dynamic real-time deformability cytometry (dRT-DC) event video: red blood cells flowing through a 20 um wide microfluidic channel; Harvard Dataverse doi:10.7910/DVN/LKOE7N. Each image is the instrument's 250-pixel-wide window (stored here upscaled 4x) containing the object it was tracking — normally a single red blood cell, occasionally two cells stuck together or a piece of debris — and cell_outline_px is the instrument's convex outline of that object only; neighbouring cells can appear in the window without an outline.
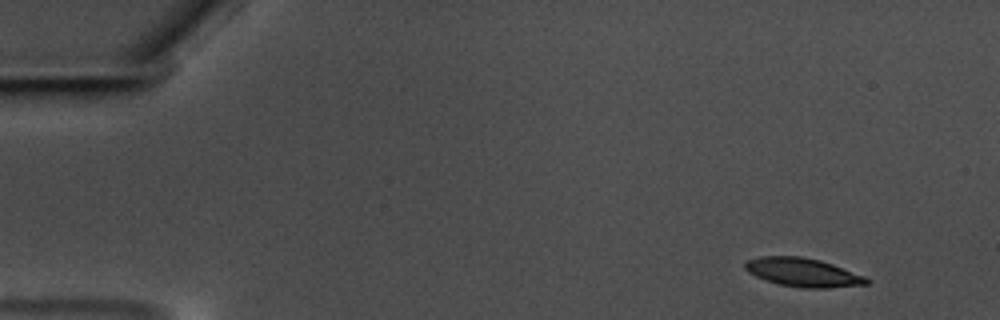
{"species": "common noctule bat (a hibernating species)", "species_latin": "Nyctalus noctula", "temperature_condition": "warm", "stored_images_in_passage": 54, "camera_frame_rate_fps": 3000, "um_per_image_px": 0.085, "animal": {"sex": "male", "body_mass_g": 17.5, "forearm_length_mm": 52.3}, "frame": {"image": 1, "passage_image": 1, "time_ms": 0.0, "image_size_px": [1000, 320], "cell_outline_px": [[872, 280], [868, 284], [828, 288], [804, 288], [780, 284], [756, 276], [748, 272], [744, 268], [744, 264], [748, 260], [760, 256], [800, 256], [820, 260], [832, 264], [864, 276]], "centroid_in_image_um": [68.26, 23.15], "position_along_channel_um": 16.7, "area_um2": 20.11}}
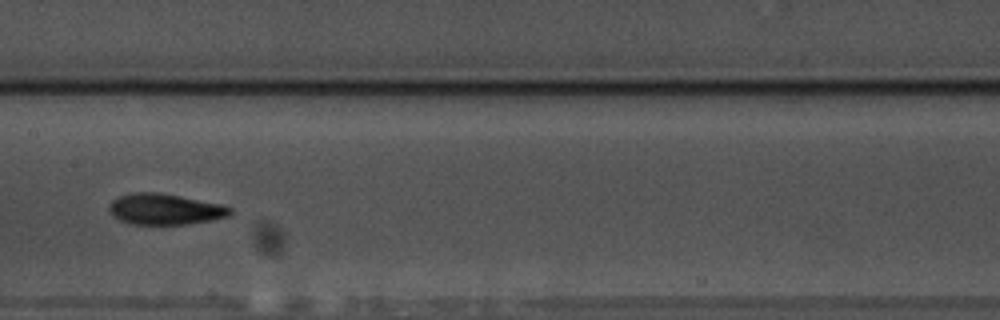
{"frame": {"image": 2, "passage_image": 26, "time_ms": 8.333, "image_size_px": [1000, 320], "cell_outline_px": [[232, 212], [228, 216], [208, 220], [184, 224], [132, 224], [120, 220], [112, 216], [108, 212], [108, 204], [112, 200], [120, 196], [132, 192], [160, 192], [224, 204], [232, 208]], "centroid_in_image_um": [13.99, 17.76], "position_along_channel_um": 193.4, "area_um2": 21.96}}
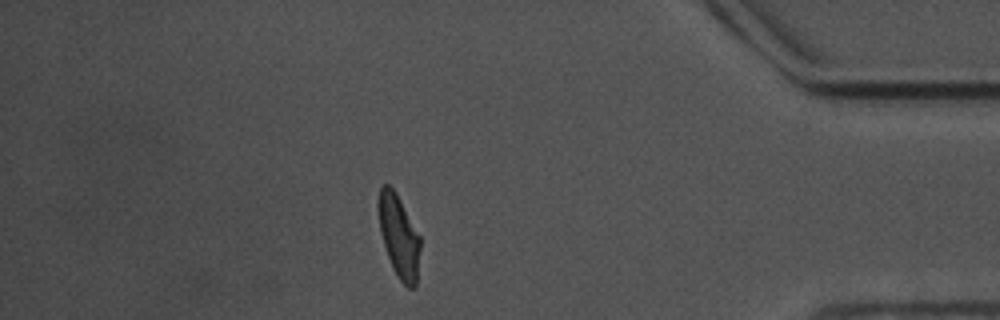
{"frame": {"image": 3, "passage_image": 47, "time_ms": 15.333, "image_size_px": [1000, 320], "cell_outline_px": [[420, 248], [416, 288], [408, 288], [400, 280], [392, 268], [380, 232], [376, 208], [376, 204], [380, 188], [384, 184], [388, 184], [396, 192], [420, 236]], "centroid_in_image_um": [33.88, 20.06], "position_along_channel_um": 401.3, "area_um2": 20.35}, "authors_computed_cell_mechanics": {"area_um2": 20.9236, "velocity_mm_per_s": 3.4936, "shape_relaxation_time_tau1_ms": 4.5043, "shape_relaxation_time_tau2_ms": 3.1445, "deformation_change_tau1": 0.1604, "deformation_change_tau2": 0.0972}}